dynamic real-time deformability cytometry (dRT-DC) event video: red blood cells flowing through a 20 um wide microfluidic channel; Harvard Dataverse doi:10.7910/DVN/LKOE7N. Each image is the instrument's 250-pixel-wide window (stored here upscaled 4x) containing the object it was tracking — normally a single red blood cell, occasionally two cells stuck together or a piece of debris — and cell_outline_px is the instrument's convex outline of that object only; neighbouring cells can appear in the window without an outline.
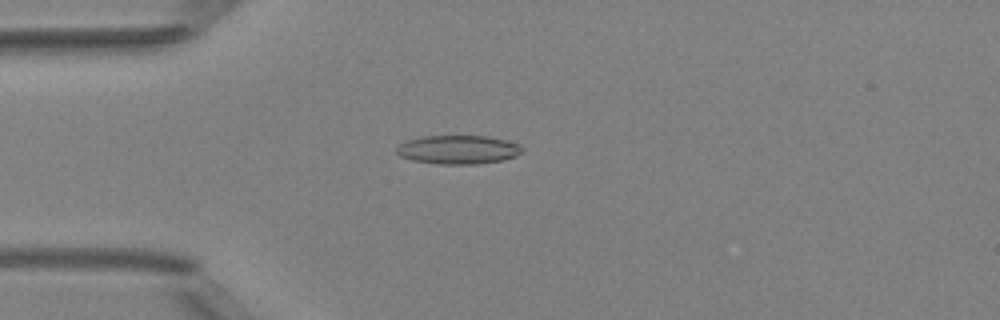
{"species": "Egyptian fruit bat (a non-hibernating species)", "species_latin": "Rousettus aegyptiacus", "temperature_condition": "room temperature", "stored_images_in_passage": 5, "camera_frame_rate_fps": 3000, "um_per_image_px": 0.085, "animal": {"sex": "female"}, "frame": {"image": 1, "passage_image": 4, "time_ms": 3.667, "image_size_px": [1000, 320], "cell_outline_px": [[524, 148], [516, 156], [504, 160], [476, 164], [440, 164], [412, 160], [400, 156], [396, 152], [396, 148], [400, 144], [408, 140], [424, 136], [488, 136], [520, 144]], "centroid_in_image_um": [38.96, 12.72], "position_along_channel_um": 46.0, "area_um2": 20.98}}